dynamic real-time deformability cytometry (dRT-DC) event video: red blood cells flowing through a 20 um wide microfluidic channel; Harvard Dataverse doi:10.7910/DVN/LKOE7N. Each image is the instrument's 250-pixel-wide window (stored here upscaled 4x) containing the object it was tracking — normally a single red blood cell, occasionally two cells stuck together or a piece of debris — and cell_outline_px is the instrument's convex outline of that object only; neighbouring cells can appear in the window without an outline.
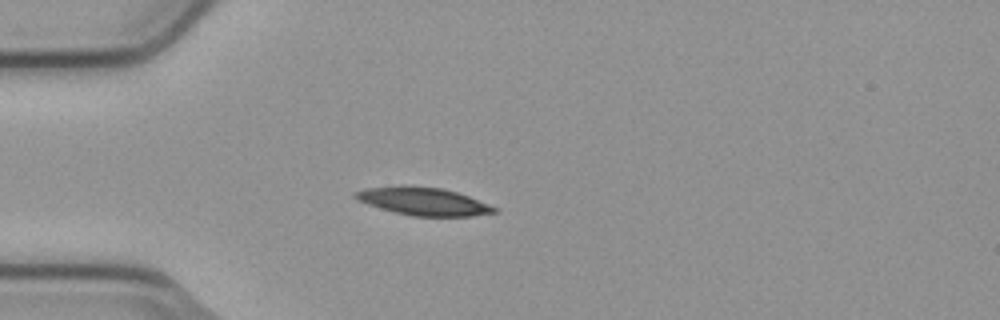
{"species": "common noctule bat (a hibernating species)", "species_latin": "Nyctalus noctula", "temperature_condition": "cold", "stored_images_in_passage": 4, "camera_frame_rate_fps": 3000, "um_per_image_px": 0.085, "animal": {"sex": "male", "body_mass_g": 23.1, "forearm_length_mm": 52.7}, "frame": {"image": 1, "passage_image": 3, "time_ms": 0.667, "image_size_px": [1000, 320], "cell_outline_px": [[496, 212], [472, 216], [412, 216], [380, 208], [356, 200], [352, 196], [352, 192], [364, 188], [400, 184], [404, 184], [440, 188], [456, 192], [468, 196], [488, 204], [496, 208]], "centroid_in_image_um": [35.88, 17.09], "position_along_channel_um": 49.1, "area_um2": 22.72}}